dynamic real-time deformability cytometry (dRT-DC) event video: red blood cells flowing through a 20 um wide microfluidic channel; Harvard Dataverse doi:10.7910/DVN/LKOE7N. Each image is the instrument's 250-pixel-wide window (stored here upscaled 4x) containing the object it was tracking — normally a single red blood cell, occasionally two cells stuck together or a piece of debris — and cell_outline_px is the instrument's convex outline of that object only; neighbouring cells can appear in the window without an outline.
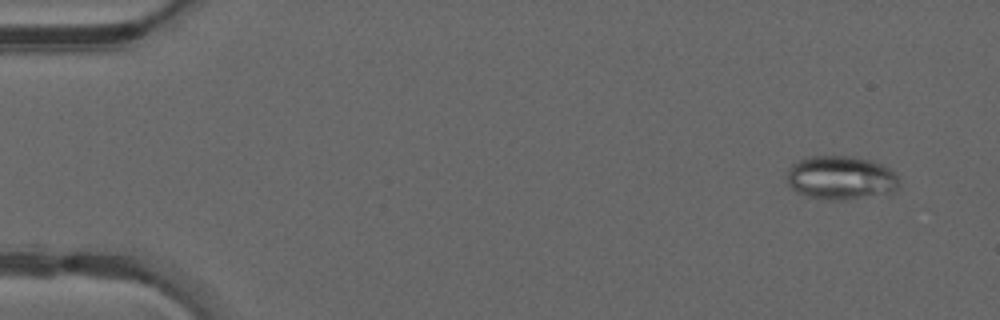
{"species": "common noctule bat (a hibernating species)", "species_latin": "Nyctalus noctula", "temperature_condition": "warm", "stored_images_in_passage": 49, "camera_frame_rate_fps": 3000, "um_per_image_px": 0.085, "animal": {"sex": "male", "forearm_length_mm": 52.5}, "frame": {"image": 1, "passage_image": 4, "time_ms": 1.0, "image_size_px": [1000, 320], "cell_outline_px": [[900, 184], [896, 192], [840, 200], [828, 200], [808, 196], [796, 192], [788, 184], [788, 168], [792, 164], [808, 156], [852, 156], [872, 160], [896, 172], [900, 180]], "centroid_in_image_um": [71.51, 15.11], "position_along_channel_um": 13.5, "area_um2": 28.78}}
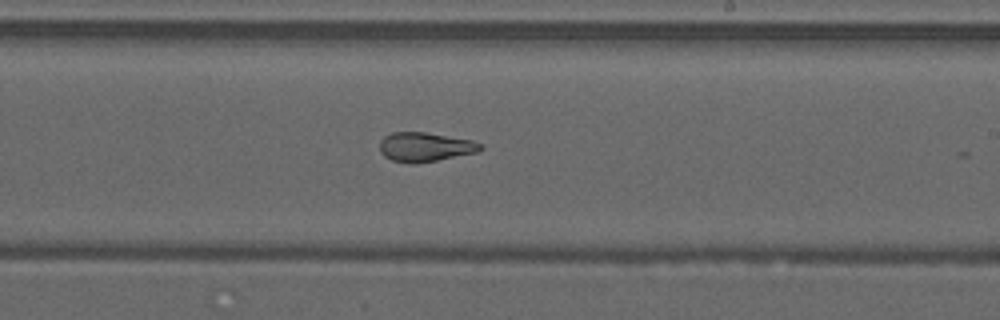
{"frame": {"image": 2, "passage_image": 30, "time_ms": 9.667, "image_size_px": [1000, 320], "cell_outline_px": [[484, 148], [480, 152], [416, 164], [408, 164], [392, 160], [384, 156], [380, 152], [380, 140], [384, 136], [392, 132], [424, 132], [472, 140], [484, 144]], "centroid_in_image_um": [36.16, 12.5], "position_along_channel_um": 252.8, "area_um2": 17.46}}
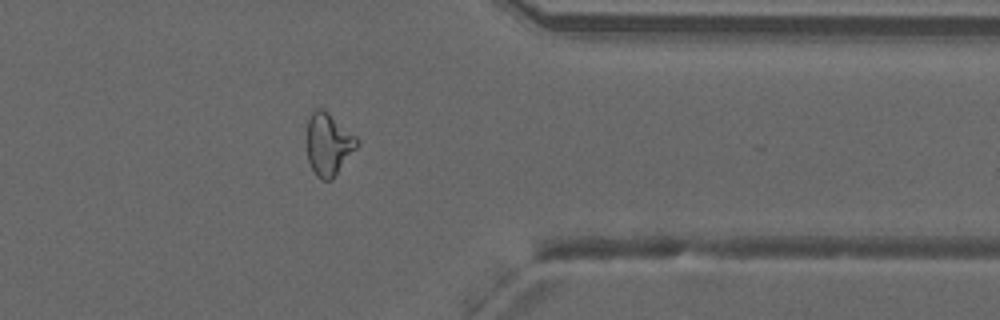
{"frame": {"image": 3, "passage_image": 40, "time_ms": 13.0, "image_size_px": [1000, 320], "cell_outline_px": [[360, 144], [332, 180], [320, 180], [316, 176], [308, 160], [308, 116], [316, 108], [324, 108], [356, 136], [360, 140]], "centroid_in_image_um": [27.94, 12.25], "position_along_channel_um": 383.5, "area_um2": 18.32}, "authors_computed_cell_mechanics": {"area_um2": 20.4034, "velocity_mm_per_s": 4.2277, "shape_relaxation_time_tau1_ms": null, "shape_relaxation_time_tau2_ms": 1.3308, "deformation_change_tau1": null, "deformation_change_tau2": 0.0885}}